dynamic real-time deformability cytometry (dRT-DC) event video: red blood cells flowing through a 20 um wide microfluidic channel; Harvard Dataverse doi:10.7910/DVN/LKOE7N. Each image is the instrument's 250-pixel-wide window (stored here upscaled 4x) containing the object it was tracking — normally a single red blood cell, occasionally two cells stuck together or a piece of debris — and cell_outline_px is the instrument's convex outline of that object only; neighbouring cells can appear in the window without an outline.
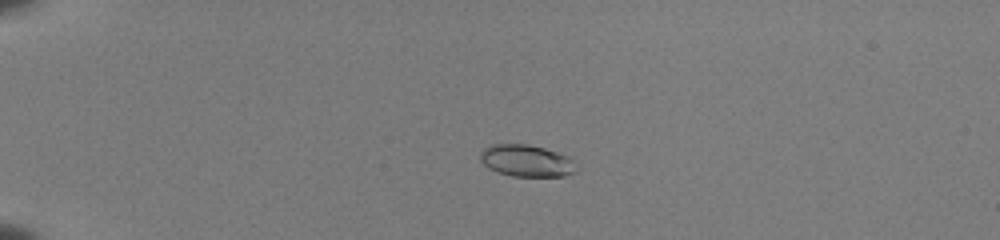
{"species": "common noctule bat (a hibernating species)", "species_latin": "Nyctalus noctula", "temperature_condition": "room temperature", "stored_images_in_passage": 42, "camera_frame_rate_fps": 3000, "um_per_image_px": 0.085, "animal": {"sex": "female", "body_mass_g": 22.0, "forearm_length_mm": 56.7}, "frame": {"image": 1, "passage_image": 3, "time_ms": 0.667, "image_size_px": [1000, 240], "cell_outline_px": [[580, 168], [564, 176], [512, 176], [496, 172], [488, 168], [480, 160], [480, 152], [484, 148], [492, 144], [528, 144], [544, 148], [568, 156]], "centroid_in_image_um": [44.74, 13.66], "position_along_channel_um": 40.3, "area_um2": 17.92}}
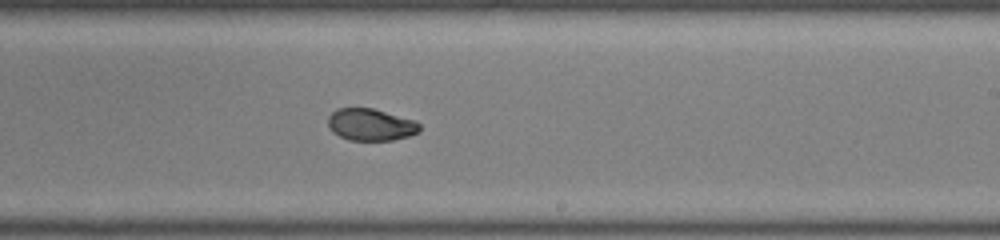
{"frame": {"image": 2, "passage_image": 24, "time_ms": 7.667, "image_size_px": [1000, 240], "cell_outline_px": [[420, 132], [408, 136], [392, 140], [348, 140], [332, 132], [328, 124], [328, 116], [336, 108], [372, 108], [416, 120], [420, 124]], "centroid_in_image_um": [31.52, 10.59], "position_along_channel_um": 257.5, "area_um2": 17.17}}
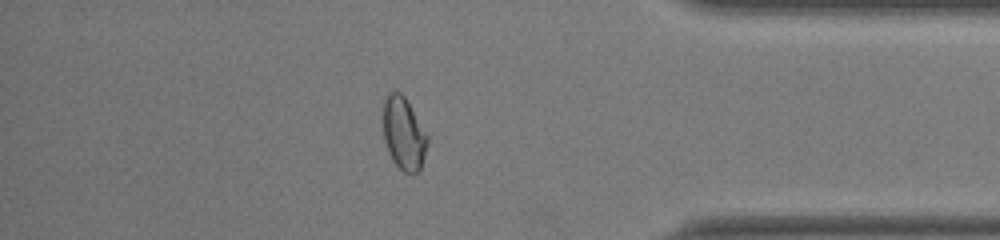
{"frame": {"image": 3, "passage_image": 36, "time_ms": 11.667, "image_size_px": [1000, 240], "cell_outline_px": [[428, 144], [420, 172], [404, 172], [396, 164], [388, 152], [384, 140], [384, 96], [388, 92], [400, 92], [404, 96], [428, 136]], "centroid_in_image_um": [34.32, 11.36], "position_along_channel_um": 400.9, "area_um2": 18.55}, "authors_computed_cell_mechanics": {"area_um2": 17.7735, "velocity_mm_per_s": 3.9839, "shape_relaxation_time_tau1_ms": 7.3159, "shape_relaxation_time_tau2_ms": 1.2646, "deformation_change_tau1": 0.187, "deformation_change_tau2": 0.0425}}